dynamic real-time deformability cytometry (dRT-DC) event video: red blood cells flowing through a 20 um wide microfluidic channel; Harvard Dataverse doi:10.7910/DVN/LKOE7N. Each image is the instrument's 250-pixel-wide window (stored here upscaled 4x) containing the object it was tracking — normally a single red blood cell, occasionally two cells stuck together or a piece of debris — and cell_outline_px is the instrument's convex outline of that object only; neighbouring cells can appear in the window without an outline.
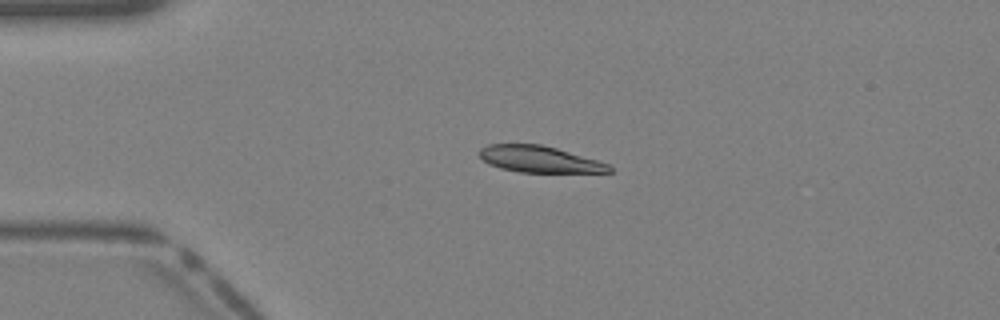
{"species": "Egyptian fruit bat (a non-hibernating species)", "species_latin": "Rousettus aegyptiacus", "temperature_condition": "warm", "stored_images_in_passage": 35, "camera_frame_rate_fps": 3000, "um_per_image_px": 0.085, "animal": {"sex": "female"}, "frame": {"image": 1, "passage_image": 5, "time_ms": 1.333, "image_size_px": [1000, 320], "cell_outline_px": [[612, 172], [520, 172], [500, 168], [488, 164], [476, 152], [480, 148], [488, 144], [540, 144], [556, 148], [596, 160], [608, 164], [612, 168]], "centroid_in_image_um": [45.79, 13.53], "position_along_channel_um": 39.2, "area_um2": 19.88}}
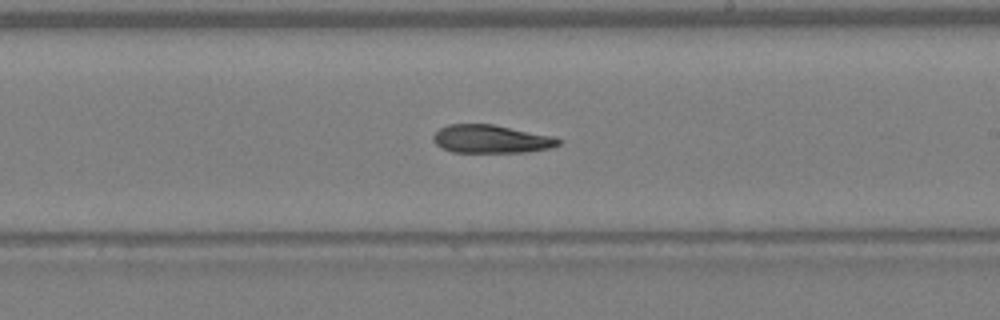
{"frame": {"image": 2, "passage_image": 19, "time_ms": 6.0, "image_size_px": [1000, 320], "cell_outline_px": [[560, 144], [552, 148], [524, 152], [452, 152], [436, 144], [432, 140], [432, 136], [440, 128], [448, 124], [492, 124], [552, 136], [560, 140]], "centroid_in_image_um": [41.72, 11.82], "position_along_channel_um": 247.3, "area_um2": 20.4}}
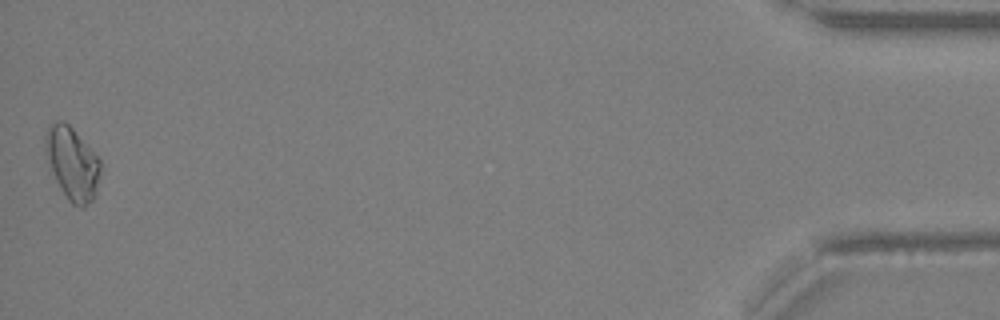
{"frame": {"image": 3, "passage_image": 35, "time_ms": 11.333, "image_size_px": [1000, 320], "cell_outline_px": [[100, 172], [96, 196], [84, 208], [80, 208], [72, 204], [68, 200], [60, 188], [48, 164], [44, 152], [44, 136], [48, 124], [56, 120], [64, 120], [72, 128], [100, 160]], "centroid_in_image_um": [6.1, 13.89], "position_along_channel_um": 429.1, "area_um2": 23.58}}